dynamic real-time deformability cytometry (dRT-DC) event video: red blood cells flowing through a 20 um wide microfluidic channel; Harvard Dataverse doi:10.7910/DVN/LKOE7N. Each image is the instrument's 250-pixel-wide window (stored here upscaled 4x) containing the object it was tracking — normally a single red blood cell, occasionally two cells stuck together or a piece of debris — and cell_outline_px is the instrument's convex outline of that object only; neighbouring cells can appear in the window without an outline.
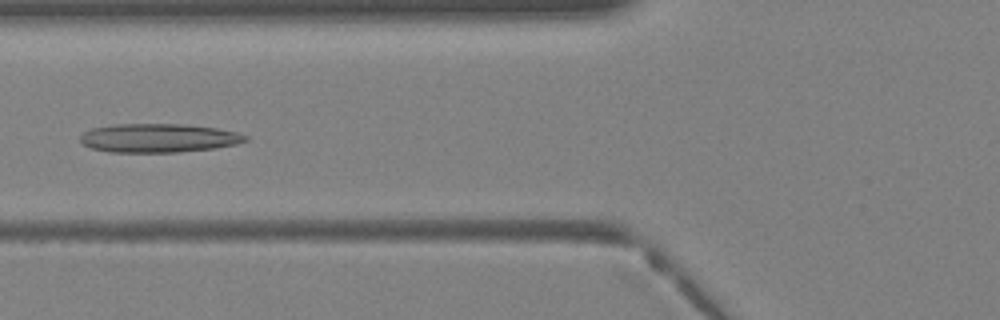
{"species": "Egyptian fruit bat (a non-hibernating species)", "species_latin": "Rousettus aegyptiacus", "temperature_condition": "warm", "stored_images_in_passage": 35, "camera_frame_rate_fps": 3000, "um_per_image_px": 0.085, "animal": {"sex": "female"}, "frame": {"image": 1, "passage_image": 10, "time_ms": 3.0, "image_size_px": [1000, 320], "cell_outline_px": [[248, 140], [236, 144], [216, 148], [176, 152], [108, 152], [92, 148], [84, 144], [80, 140], [80, 136], [84, 132], [92, 128], [116, 124], [184, 124], [216, 128], [236, 132], [248, 136]], "centroid_in_image_um": [13.48, 11.73], "position_along_channel_um": 112.3, "area_um2": 27.63}}
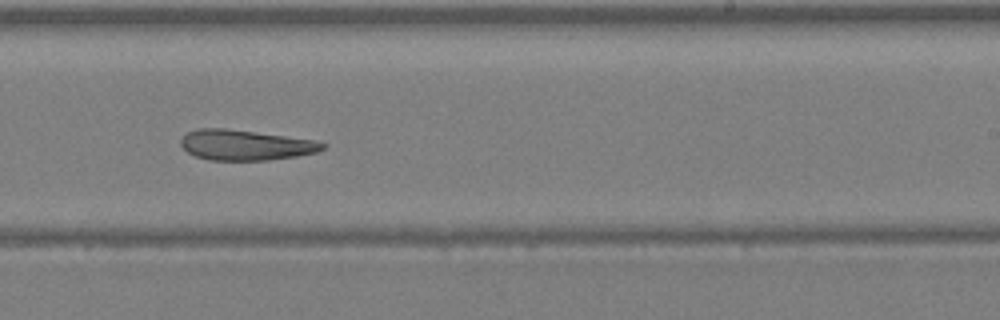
{"frame": {"image": 2, "passage_image": 19, "time_ms": 6.0, "image_size_px": [1000, 320], "cell_outline_px": [[328, 144], [324, 148], [316, 152], [296, 156], [268, 160], [208, 160], [196, 156], [188, 152], [180, 144], [180, 140], [188, 132], [196, 128], [224, 128], [316, 140]], "centroid_in_image_um": [20.86, 12.32], "position_along_channel_um": 268.1, "area_um2": 24.97}}
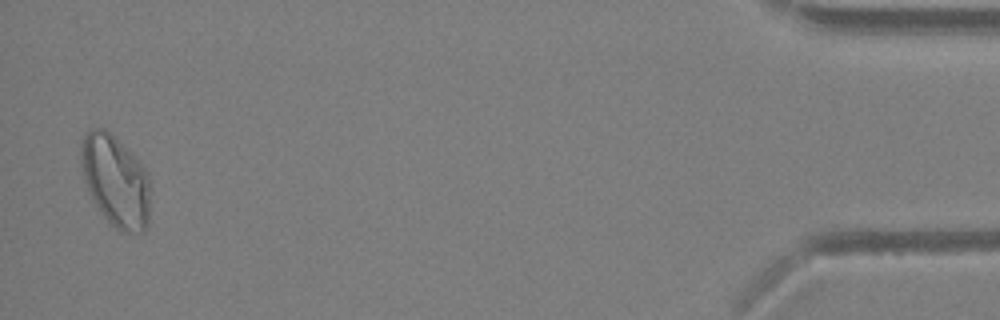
{"frame": {"image": 3, "passage_image": 33, "time_ms": 10.667, "image_size_px": [1000, 320], "cell_outline_px": [[148, 224], [144, 232], [120, 232], [104, 216], [96, 204], [84, 180], [80, 160], [80, 148], [84, 136], [92, 128], [104, 128], [148, 172]], "centroid_in_image_um": [9.8, 15.4], "position_along_channel_um": 425.4, "area_um2": 35.89}}